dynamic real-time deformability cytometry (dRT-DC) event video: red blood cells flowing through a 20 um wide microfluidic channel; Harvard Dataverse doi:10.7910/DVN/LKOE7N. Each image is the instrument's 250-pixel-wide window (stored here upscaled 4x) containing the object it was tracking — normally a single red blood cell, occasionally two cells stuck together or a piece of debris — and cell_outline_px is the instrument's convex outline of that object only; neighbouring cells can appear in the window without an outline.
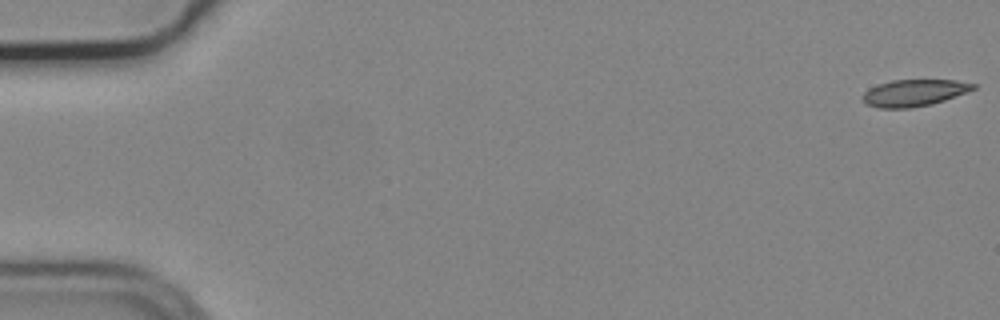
{"species": "common noctule bat (a hibernating species)", "species_latin": "Nyctalus noctula", "temperature_condition": "cold", "stored_images_in_passage": 7, "camera_frame_rate_fps": 3000, "um_per_image_px": 0.085, "animal": {"sex": "male", "body_mass_g": 19.2, "forearm_length_mm": 51.8}, "frame": {"image": 1, "passage_image": 1, "time_ms": 0.0, "image_size_px": [1000, 320], "cell_outline_px": [[976, 88], [968, 92], [932, 104], [912, 108], [880, 108], [864, 104], [860, 100], [860, 96], [868, 88], [876, 84], [892, 80], [956, 80], [976, 84]], "centroid_in_image_um": [77.63, 7.89], "position_along_channel_um": 7.4, "area_um2": 17.57}}
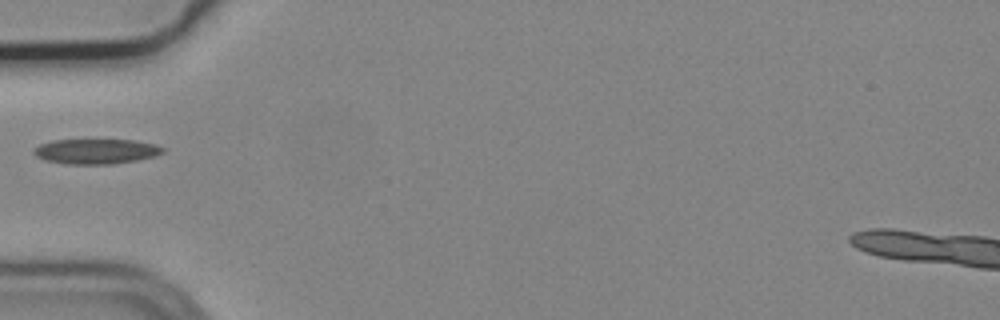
{"frame": {"image": 2, "passage_image": 6, "time_ms": 1.667, "image_size_px": [1000, 320], "cell_outline_px": [[164, 152], [156, 156], [136, 160], [112, 164], [64, 164], [44, 160], [36, 156], [32, 152], [32, 148], [40, 144], [52, 140], [136, 140], [156, 144], [164, 148]], "centroid_in_image_um": [8.14, 12.86], "position_along_channel_um": 76.9, "area_um2": 19.02}}
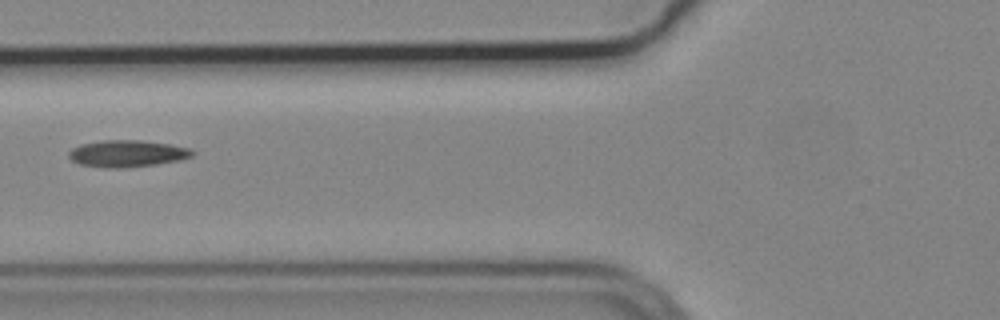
{"frame": {"image": 3, "passage_image": 7, "time_ms": 2.0, "image_size_px": [1000, 320], "cell_outline_px": [[196, 152], [192, 156], [180, 160], [156, 164], [120, 168], [104, 168], [80, 164], [72, 160], [68, 156], [68, 152], [72, 148], [80, 144], [104, 140], [140, 140], [172, 144], [188, 148]], "centroid_in_image_um": [10.81, 13.05], "position_along_channel_um": 115.0, "area_um2": 19.36}}